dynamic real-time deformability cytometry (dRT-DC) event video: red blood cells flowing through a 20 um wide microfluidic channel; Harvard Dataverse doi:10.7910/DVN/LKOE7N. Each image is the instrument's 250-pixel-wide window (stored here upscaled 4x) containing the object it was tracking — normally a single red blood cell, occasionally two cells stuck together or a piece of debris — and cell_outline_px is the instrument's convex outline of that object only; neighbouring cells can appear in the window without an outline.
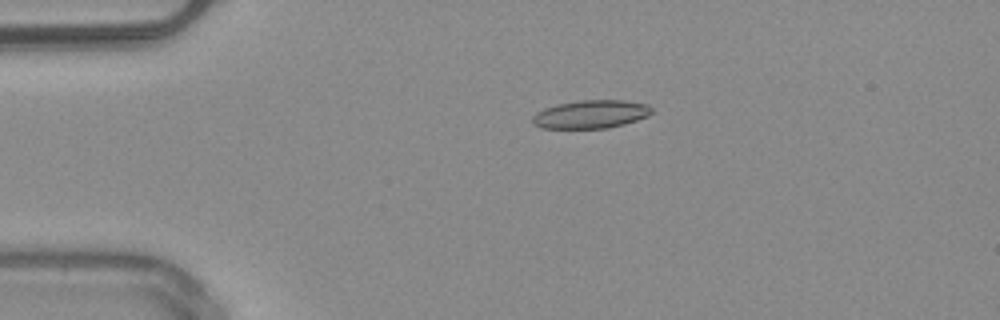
{"species": "common noctule bat (a hibernating species)", "species_latin": "Nyctalus noctula", "temperature_condition": "warm", "stored_images_in_passage": 34, "segment_of_instrument_passage": [1, 2], "camera_frame_rate_fps": 3000, "um_per_image_px": 0.085, "animal": {"sex": "male", "body_mass_g": 20.4}, "frame": {"image": 1, "passage_image": 1, "time_ms": 0.0, "image_size_px": [1000, 320], "cell_outline_px": [[652, 112], [648, 116], [624, 124], [608, 128], [540, 128], [532, 124], [532, 116], [536, 112], [544, 108], [560, 104], [580, 100], [624, 100], [648, 104], [652, 108]], "centroid_in_image_um": [50.22, 9.71], "position_along_channel_um": 34.8, "area_um2": 19.65}}
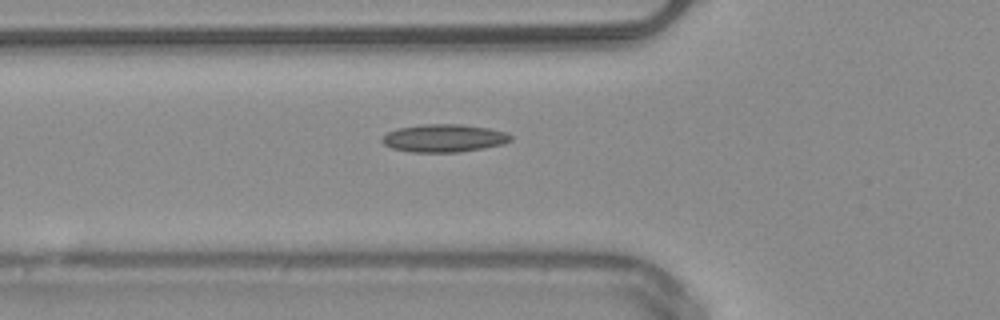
{"frame": {"image": 2, "passage_image": 8, "time_ms": 2.333, "image_size_px": [1000, 320], "cell_outline_px": [[512, 140], [504, 144], [484, 148], [460, 152], [412, 152], [392, 148], [384, 144], [380, 140], [380, 136], [396, 128], [424, 124], [464, 124], [488, 128], [504, 132], [512, 136]], "centroid_in_image_um": [37.72, 11.74], "position_along_channel_um": 88.1, "area_um2": 21.04}}